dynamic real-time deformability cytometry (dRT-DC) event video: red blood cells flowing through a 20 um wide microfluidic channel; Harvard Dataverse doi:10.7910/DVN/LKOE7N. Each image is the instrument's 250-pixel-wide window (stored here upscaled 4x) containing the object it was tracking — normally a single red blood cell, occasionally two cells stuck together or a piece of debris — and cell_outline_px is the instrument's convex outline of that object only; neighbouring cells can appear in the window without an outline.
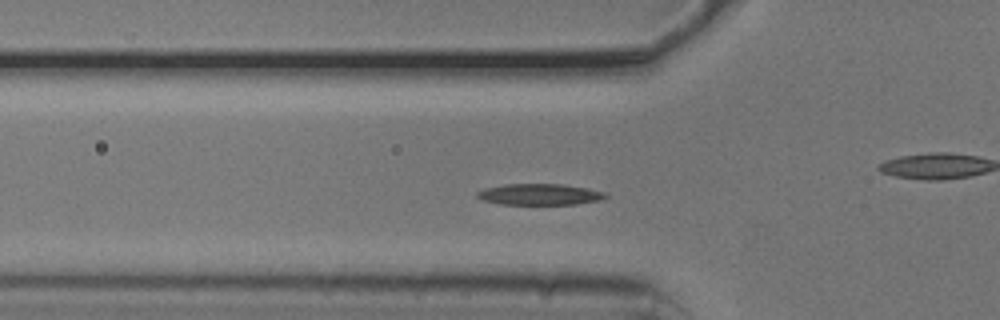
{"species": "common noctule bat (a hibernating species)", "species_latin": "Nyctalus noctula", "temperature_condition": "cold", "stored_images_in_passage": 51, "camera_frame_rate_fps": 3000, "um_per_image_px": 0.085, "animal": {"sex": "male", "body_mass_g": 20.5, "forearm_length_mm": 52.5}, "frame": {"image": 1, "passage_image": 14, "time_ms": 4.333, "image_size_px": [1000, 320], "cell_outline_px": [[608, 196], [600, 200], [576, 204], [500, 204], [484, 200], [476, 196], [476, 192], [484, 188], [504, 184], [560, 184], [588, 188], [604, 192]], "centroid_in_image_um": [45.85, 16.52], "position_along_channel_um": 79.9, "area_um2": 15.78}}
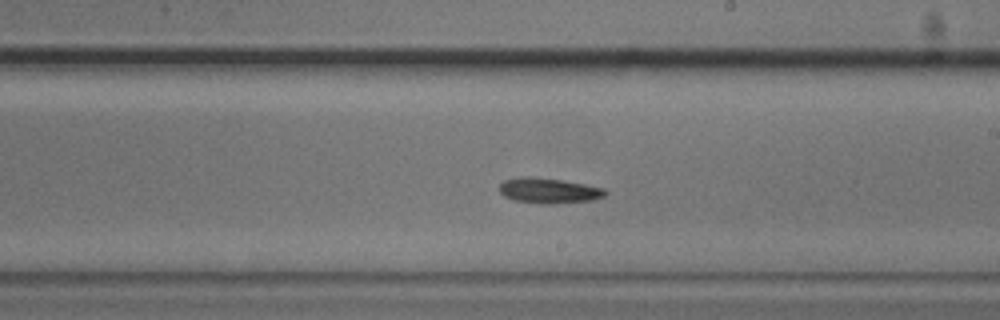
{"frame": {"image": 2, "passage_image": 27, "time_ms": 8.667, "image_size_px": [1000, 320], "cell_outline_px": [[608, 192], [604, 196], [596, 200], [556, 204], [544, 204], [516, 200], [504, 196], [500, 192], [500, 184], [504, 180], [520, 176], [528, 176], [560, 180], [584, 184], [604, 188]], "centroid_in_image_um": [46.68, 16.21], "position_along_channel_um": 242.3, "area_um2": 15.66}}
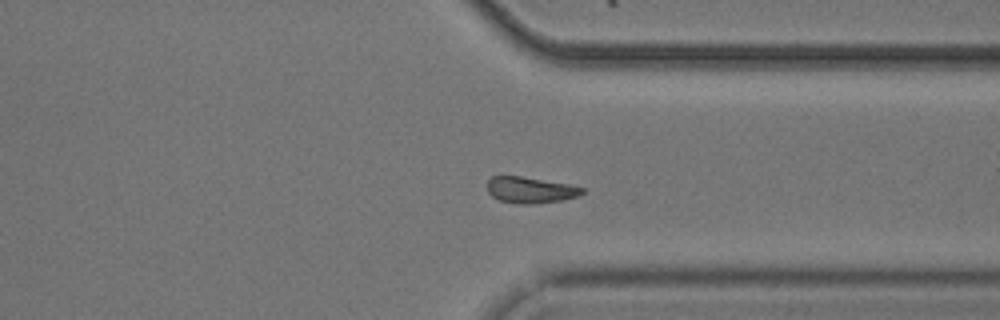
{"frame": {"image": 3, "passage_image": 37, "time_ms": 12.0, "image_size_px": [1000, 320], "cell_outline_px": [[584, 192], [580, 196], [564, 200], [532, 204], [516, 204], [500, 200], [492, 196], [488, 192], [488, 180], [492, 176], [520, 176], [568, 184], [584, 188]], "centroid_in_image_um": [45.1, 16.16], "position_along_channel_um": 366.3, "area_um2": 14.51}, "authors_computed_cell_mechanics": {"area_um2": 15.4326, "velocity_mm_per_s": 3.7296, "shape_relaxation_time_tau1_ms": 2.0947, "shape_relaxation_time_tau2_ms": null, "deformation_change_tau1": 0.095, "deformation_change_tau2": null}}